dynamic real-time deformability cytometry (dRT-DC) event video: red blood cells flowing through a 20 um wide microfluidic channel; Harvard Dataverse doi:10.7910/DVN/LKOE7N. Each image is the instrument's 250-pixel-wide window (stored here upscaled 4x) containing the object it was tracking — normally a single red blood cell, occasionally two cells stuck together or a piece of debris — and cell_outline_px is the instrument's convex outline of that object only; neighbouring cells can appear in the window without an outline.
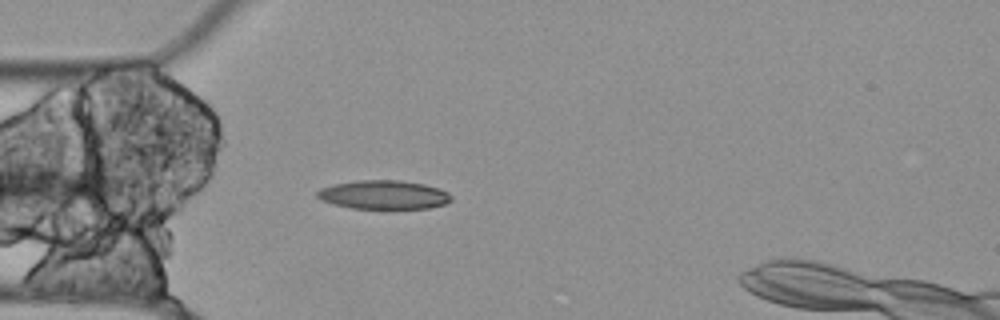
{"species": "Egyptian fruit bat (a non-hibernating species)", "species_latin": "Rousettus aegyptiacus", "temperature_condition": "cold", "stored_images_in_passage": 6, "camera_frame_rate_fps": 3000, "um_per_image_px": 0.085, "animal": {"sex": "female"}, "frame": {"image": 1, "passage_image": 2, "time_ms": 0.333, "image_size_px": [1000, 320], "cell_outline_px": [[452, 200], [444, 204], [428, 208], [352, 208], [332, 204], [320, 200], [316, 196], [316, 192], [320, 188], [332, 184], [360, 180], [400, 180], [424, 184], [448, 192], [452, 196]], "centroid_in_image_um": [32.57, 16.55], "position_along_channel_um": 52.4, "area_um2": 22.48}}
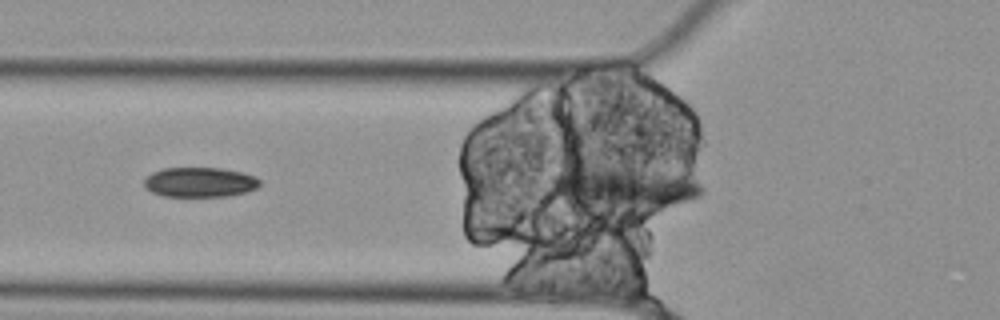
{"frame": {"image": 2, "passage_image": 4, "time_ms": 1.0, "image_size_px": [1000, 320], "cell_outline_px": [[260, 184], [256, 188], [244, 192], [228, 196], [164, 196], [152, 192], [144, 188], [144, 180], [152, 172], [160, 168], [220, 168], [244, 172], [260, 180]], "centroid_in_image_um": [16.95, 15.48], "position_along_channel_um": 108.8, "area_um2": 20.06}}